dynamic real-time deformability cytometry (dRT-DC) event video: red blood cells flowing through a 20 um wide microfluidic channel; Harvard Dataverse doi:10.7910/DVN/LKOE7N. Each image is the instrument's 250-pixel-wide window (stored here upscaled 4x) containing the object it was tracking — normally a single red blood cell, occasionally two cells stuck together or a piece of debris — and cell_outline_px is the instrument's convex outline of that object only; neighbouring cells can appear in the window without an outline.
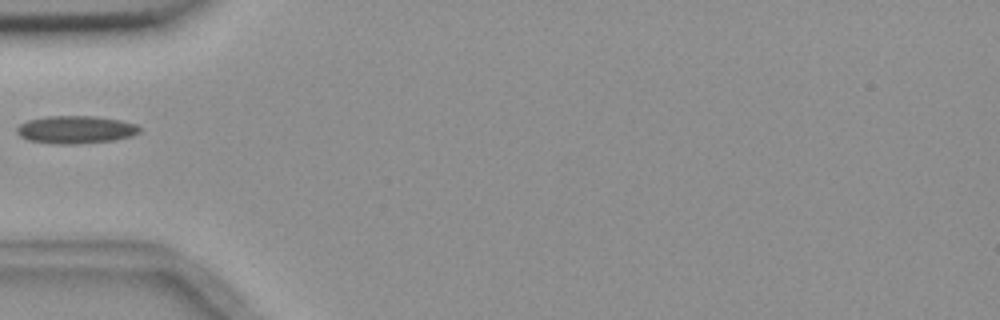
{"species": "common noctule bat (a hibernating species)", "species_latin": "Nyctalus noctula", "temperature_condition": "room temperature", "stored_images_in_passage": 4, "camera_frame_rate_fps": 3000, "um_per_image_px": 0.085, "animal": {"sex": "female", "body_mass_g": 18.4}, "frame": {"image": 1, "passage_image": 4, "time_ms": 5.0, "image_size_px": [1000, 320], "cell_outline_px": [[140, 132], [132, 136], [112, 140], [72, 144], [56, 144], [28, 140], [20, 136], [16, 132], [16, 128], [20, 124], [28, 120], [48, 116], [96, 116], [120, 120], [136, 124], [140, 128]], "centroid_in_image_um": [6.42, 11.01], "position_along_channel_um": 78.6, "area_um2": 19.77}}